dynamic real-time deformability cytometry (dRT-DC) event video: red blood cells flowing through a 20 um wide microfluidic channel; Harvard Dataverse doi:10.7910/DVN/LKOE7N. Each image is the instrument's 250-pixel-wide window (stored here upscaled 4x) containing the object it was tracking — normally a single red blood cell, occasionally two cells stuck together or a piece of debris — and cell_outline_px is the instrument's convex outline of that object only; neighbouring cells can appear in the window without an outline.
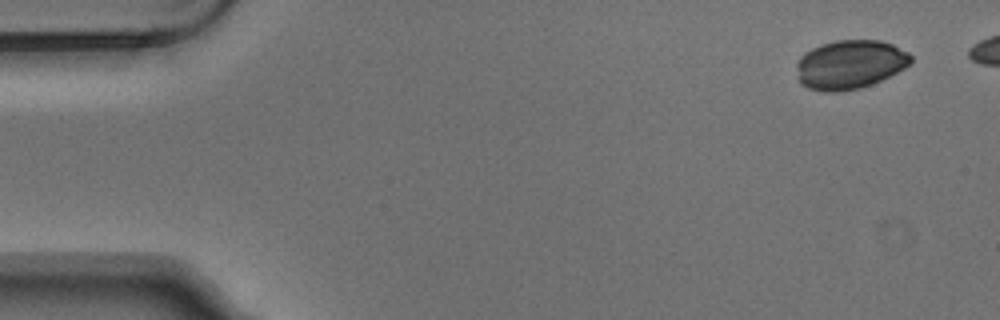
{"species": "Egyptian fruit bat (a non-hibernating species)", "species_latin": "Rousettus aegyptiacus", "temperature_condition": "warm", "stored_images_in_passage": 8, "segment_of_instrument_passage": [1, 2], "camera_frame_rate_fps": 3000, "um_per_image_px": 0.085, "animal": {"sex": "male"}, "frame": {"image": 1, "passage_image": 1, "time_ms": 0.0, "image_size_px": [1000, 320], "cell_outline_px": [[912, 60], [904, 68], [872, 84], [860, 88], [836, 92], [828, 92], [808, 88], [800, 84], [796, 64], [800, 56], [804, 52], [820, 44], [836, 40], [880, 40], [892, 44], [908, 52], [912, 56]], "centroid_in_image_um": [72.22, 5.47], "position_along_channel_um": 12.8, "area_um2": 32.6}}
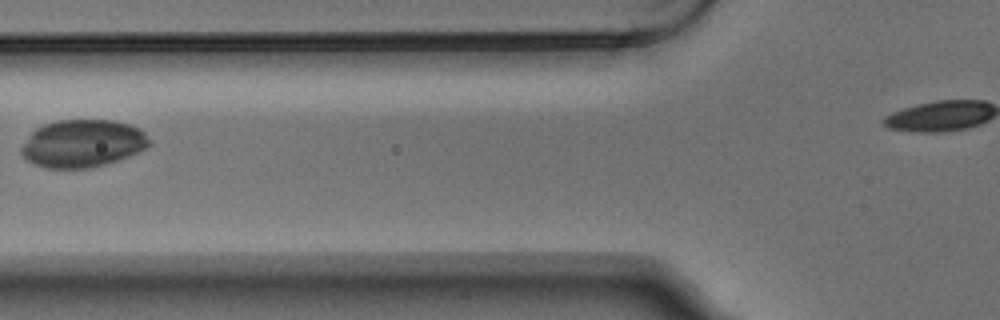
{"frame": {"image": 2, "passage_image": 6, "time_ms": 1.667, "image_size_px": [1000, 320], "cell_outline_px": [[152, 144], [128, 156], [104, 164], [88, 168], [48, 168], [32, 164], [20, 152], [20, 148], [28, 136], [36, 128], [44, 124], [56, 120], [112, 120], [128, 124], [140, 128], [152, 140]], "centroid_in_image_um": [7.01, 12.18], "position_along_channel_um": 118.8, "area_um2": 35.49}}
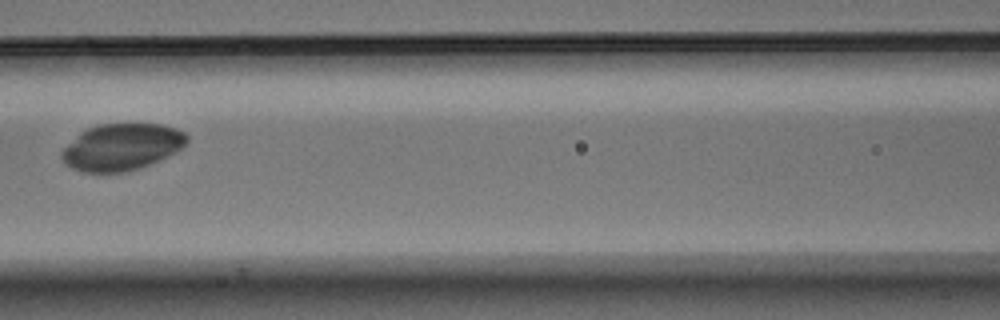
{"frame": {"image": 3, "passage_image": 7, "time_ms": 2.0, "image_size_px": [1000, 320], "cell_outline_px": [[188, 140], [180, 148], [148, 164], [124, 172], [80, 172], [64, 164], [60, 156], [60, 152], [80, 132], [88, 128], [100, 124], [160, 124], [176, 128], [184, 132], [188, 136]], "centroid_in_image_um": [10.28, 12.48], "position_along_channel_um": 156.3, "area_um2": 33.58}}